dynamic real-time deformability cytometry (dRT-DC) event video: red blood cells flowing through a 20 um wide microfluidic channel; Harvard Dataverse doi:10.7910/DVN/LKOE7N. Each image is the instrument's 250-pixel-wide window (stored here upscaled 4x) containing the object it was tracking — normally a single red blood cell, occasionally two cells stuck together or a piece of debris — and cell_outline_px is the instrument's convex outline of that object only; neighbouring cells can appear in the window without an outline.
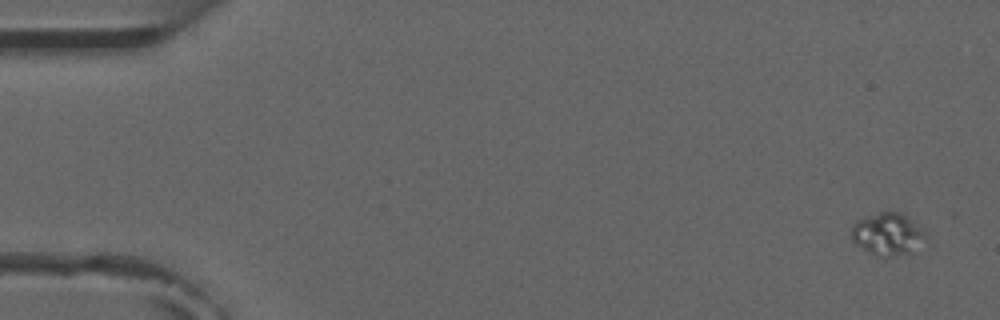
{"species": "common noctule bat (a hibernating species)", "species_latin": "Nyctalus noctula", "temperature_condition": "room temperature", "stored_images_in_passage": 5, "camera_frame_rate_fps": 3000, "um_per_image_px": 0.085, "animal": {"sex": "male", "forearm_length_mm": 52.5}, "frame": {"image": 1, "passage_image": 1, "time_ms": 0.0, "image_size_px": [1000, 320], "cell_outline_px": [[928, 236], [908, 252], [884, 260], [868, 252], [856, 244], [852, 240], [852, 224], [856, 220], [880, 212], [900, 212], [908, 216]], "centroid_in_image_um": [75.4, 19.91], "position_along_channel_um": 9.6, "area_um2": 18.21}}
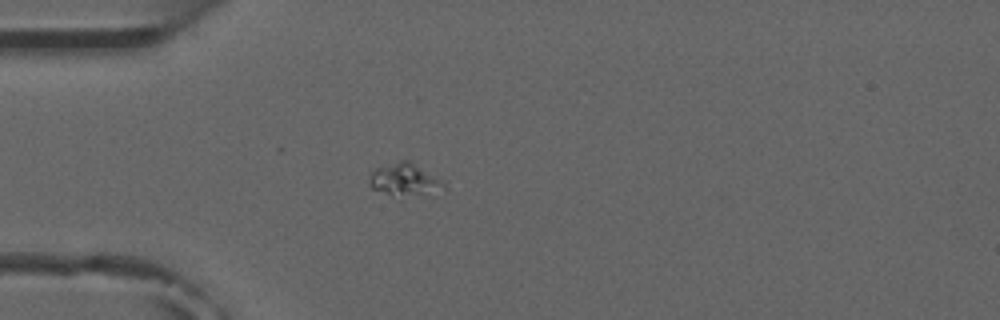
{"frame": {"image": 2, "passage_image": 4, "time_ms": 4.333, "image_size_px": [1000, 320], "cell_outline_px": [[448, 188], [436, 196], [400, 200], [372, 188], [368, 184], [368, 180], [372, 172], [376, 168], [400, 160], [408, 160], [440, 180]], "centroid_in_image_um": [34.45, 15.4], "position_along_channel_um": 50.5, "area_um2": 15.14}}